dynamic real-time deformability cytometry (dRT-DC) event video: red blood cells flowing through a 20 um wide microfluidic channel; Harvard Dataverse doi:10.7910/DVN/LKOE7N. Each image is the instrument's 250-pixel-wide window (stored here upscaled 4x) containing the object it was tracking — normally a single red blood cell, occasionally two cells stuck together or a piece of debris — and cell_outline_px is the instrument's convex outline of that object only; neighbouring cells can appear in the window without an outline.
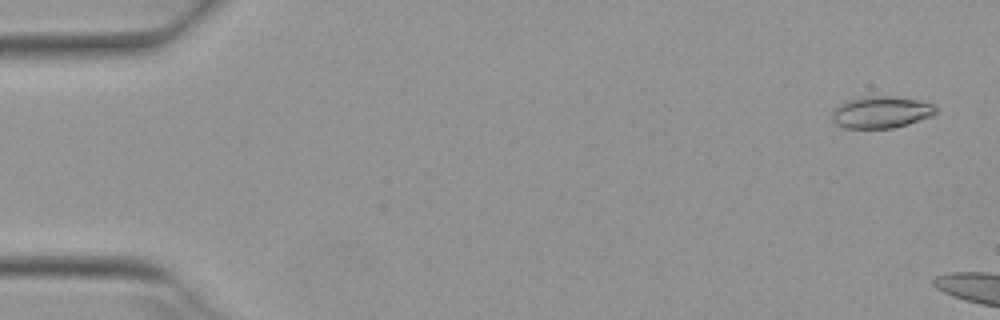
{"species": "Egyptian fruit bat (a non-hibernating species)", "species_latin": "Rousettus aegyptiacus", "temperature_condition": "warm", "stored_images_in_passage": 6, "camera_frame_rate_fps": 3000, "um_per_image_px": 0.085, "animal": {"sex": "female"}, "frame": {"image": 1, "passage_image": 2, "time_ms": 0.333, "image_size_px": [1000, 320], "cell_outline_px": [[936, 112], [932, 116], [908, 124], [892, 128], [844, 128], [836, 124], [832, 120], [832, 112], [840, 104], [848, 100], [864, 96], [892, 96], [916, 100], [932, 104], [936, 108]], "centroid_in_image_um": [74.87, 9.54], "position_along_channel_um": 10.1, "area_um2": 19.13}}